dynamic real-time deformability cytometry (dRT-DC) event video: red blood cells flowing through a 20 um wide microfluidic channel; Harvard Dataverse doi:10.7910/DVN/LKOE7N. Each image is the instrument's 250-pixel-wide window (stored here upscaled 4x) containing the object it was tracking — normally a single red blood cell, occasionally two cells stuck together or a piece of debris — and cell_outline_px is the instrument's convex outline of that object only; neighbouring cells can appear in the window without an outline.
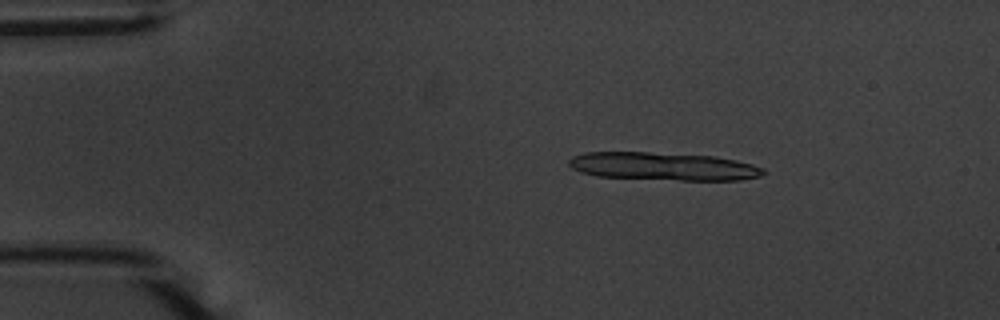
{"species": "common noctule bat (a hibernating species)", "species_latin": "Nyctalus noctula", "temperature_condition": "warm", "stored_images_in_passage": 15, "camera_frame_rate_fps": 3000, "um_per_image_px": 0.085, "animal": {"sex": "male", "body_mass_g": 20.1, "forearm_length_mm": 53.5}, "frame": {"image": 1, "passage_image": 9, "time_ms": 2.667, "image_size_px": [1000, 320], "cell_outline_px": [[768, 172], [760, 176], [740, 180], [680, 180], [596, 176], [580, 172], [572, 168], [568, 164], [568, 160], [572, 156], [584, 152], [648, 152], [716, 156], [736, 160], [752, 164], [764, 168]], "centroid_in_image_um": [56.39, 14.13], "position_along_channel_um": 28.6, "area_um2": 31.85}}